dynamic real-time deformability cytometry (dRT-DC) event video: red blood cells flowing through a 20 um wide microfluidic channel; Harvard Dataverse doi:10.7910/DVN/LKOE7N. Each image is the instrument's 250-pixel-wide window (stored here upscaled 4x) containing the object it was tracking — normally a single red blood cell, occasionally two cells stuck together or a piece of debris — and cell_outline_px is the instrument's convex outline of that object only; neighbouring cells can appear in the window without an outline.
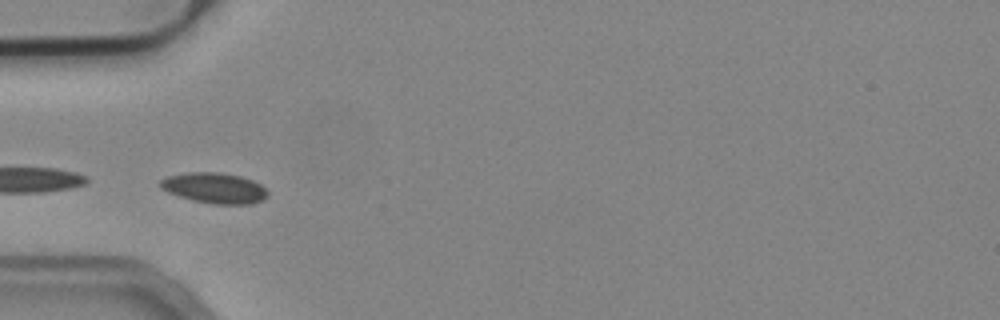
{"species": "common noctule bat (a hibernating species)", "species_latin": "Nyctalus noctula", "temperature_condition": "cold", "stored_images_in_passage": 16, "camera_frame_rate_fps": 3000, "um_per_image_px": 0.085, "animal": {"sex": "male", "body_mass_g": 19.2, "forearm_length_mm": 51.8}, "frame": {"image": 1, "passage_image": 13, "time_ms": 4.0, "image_size_px": [1000, 320], "cell_outline_px": [[268, 196], [264, 200], [252, 204], [212, 204], [192, 200], [168, 192], [160, 188], [160, 180], [168, 176], [188, 172], [220, 172], [240, 176], [252, 180], [260, 184], [268, 192]], "centroid_in_image_um": [18.25, 15.98], "position_along_channel_um": 66.8, "area_um2": 19.19}}